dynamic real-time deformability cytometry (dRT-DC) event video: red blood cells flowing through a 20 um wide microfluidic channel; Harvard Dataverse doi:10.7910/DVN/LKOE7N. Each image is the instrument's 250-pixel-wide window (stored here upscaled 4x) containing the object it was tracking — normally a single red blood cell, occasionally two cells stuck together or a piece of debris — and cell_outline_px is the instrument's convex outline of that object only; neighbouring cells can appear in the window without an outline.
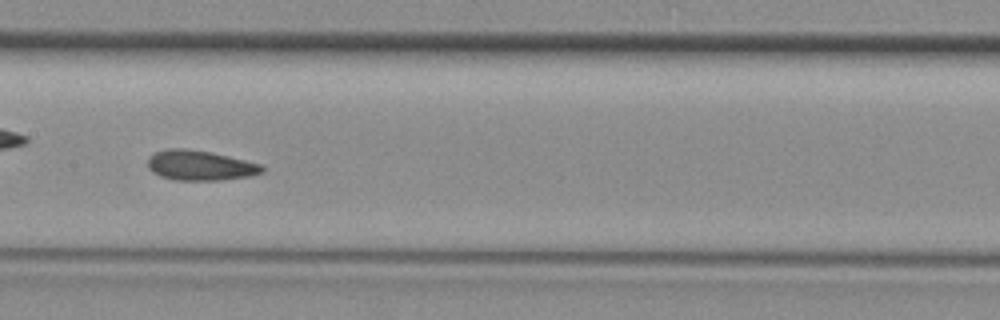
{"species": "common noctule bat (a hibernating species)", "species_latin": "Nyctalus noctula", "temperature_condition": "room temperature", "stored_images_in_passage": 30, "camera_frame_rate_fps": 3000, "um_per_image_px": 0.085, "animal": {"sex": "female", "body_mass_g": 29.2, "forearm_length_mm": 56.3}, "frame": {"image": 1, "passage_image": 9, "time_ms": 2.667, "image_size_px": [1000, 320], "cell_outline_px": [[264, 172], [252, 176], [220, 180], [172, 180], [160, 176], [152, 172], [148, 168], [148, 156], [164, 148], [184, 148], [212, 152], [264, 164]], "centroid_in_image_um": [17.02, 14.05], "position_along_channel_um": 190.4, "area_um2": 20.4}}